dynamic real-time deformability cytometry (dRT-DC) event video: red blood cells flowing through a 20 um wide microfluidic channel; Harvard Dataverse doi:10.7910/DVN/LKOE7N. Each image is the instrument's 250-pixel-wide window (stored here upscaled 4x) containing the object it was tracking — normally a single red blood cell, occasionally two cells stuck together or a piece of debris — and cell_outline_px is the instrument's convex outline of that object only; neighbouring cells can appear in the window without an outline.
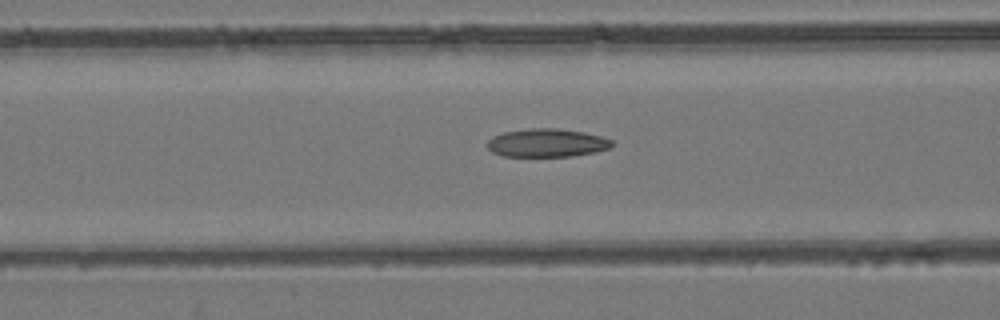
{"species": "common noctule bat (a hibernating species)", "species_latin": "Nyctalus noctula", "temperature_condition": "room temperature", "stored_images_in_passage": 45, "camera_frame_rate_fps": 3000, "um_per_image_px": 0.085, "animal": {"sex": "female", "body_mass_g": 24.6, "forearm_length_mm": 56.2}, "frame": {"image": 1, "passage_image": 16, "time_ms": 5.0, "image_size_px": [1000, 320], "cell_outline_px": [[616, 144], [608, 148], [596, 152], [572, 156], [500, 156], [492, 152], [488, 148], [488, 140], [492, 136], [504, 132], [532, 128], [556, 128], [584, 132], [600, 136], [612, 140]], "centroid_in_image_um": [46.49, 12.14], "position_along_channel_um": 120.1, "area_um2": 20.58}}
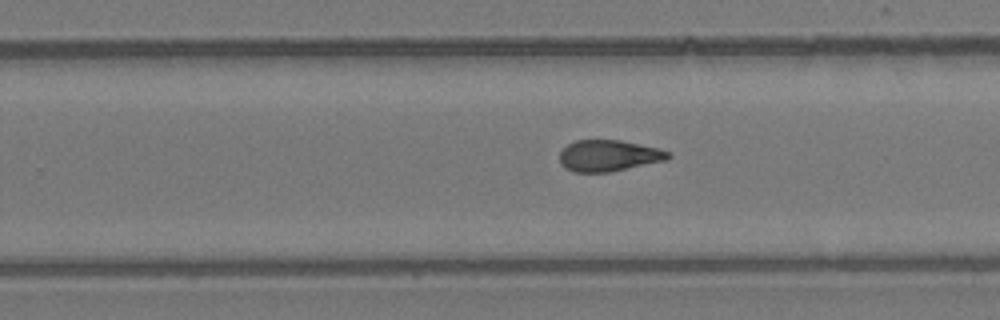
{"frame": {"image": 2, "passage_image": 28, "time_ms": 9.0, "image_size_px": [1000, 320], "cell_outline_px": [[672, 156], [668, 160], [608, 172], [572, 172], [564, 168], [560, 164], [560, 152], [568, 144], [576, 140], [620, 140], [660, 148], [672, 152]], "centroid_in_image_um": [51.77, 13.23], "position_along_channel_um": 278.0, "area_um2": 20.0}}
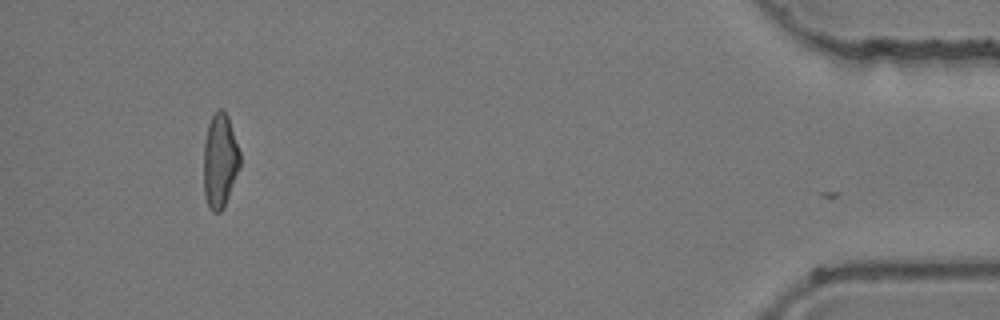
{"frame": {"image": 3, "passage_image": 44, "time_ms": 14.333, "image_size_px": [1000, 320], "cell_outline_px": [[240, 168], [224, 208], [220, 212], [212, 212], [208, 208], [204, 196], [204, 140], [208, 124], [212, 116], [220, 108], [228, 116], [240, 152]], "centroid_in_image_um": [18.69, 13.71], "position_along_channel_um": 416.5, "area_um2": 20.11}, "authors_computed_cell_mechanics": {"area_um2": 20.3456, "velocity_mm_per_s": 3.9659, "shape_relaxation_time_tau1_ms": 10.1924, "shape_relaxation_time_tau2_ms": 2.1852, "deformation_change_tau1": 0.2408, "deformation_change_tau2": 0.0942}}